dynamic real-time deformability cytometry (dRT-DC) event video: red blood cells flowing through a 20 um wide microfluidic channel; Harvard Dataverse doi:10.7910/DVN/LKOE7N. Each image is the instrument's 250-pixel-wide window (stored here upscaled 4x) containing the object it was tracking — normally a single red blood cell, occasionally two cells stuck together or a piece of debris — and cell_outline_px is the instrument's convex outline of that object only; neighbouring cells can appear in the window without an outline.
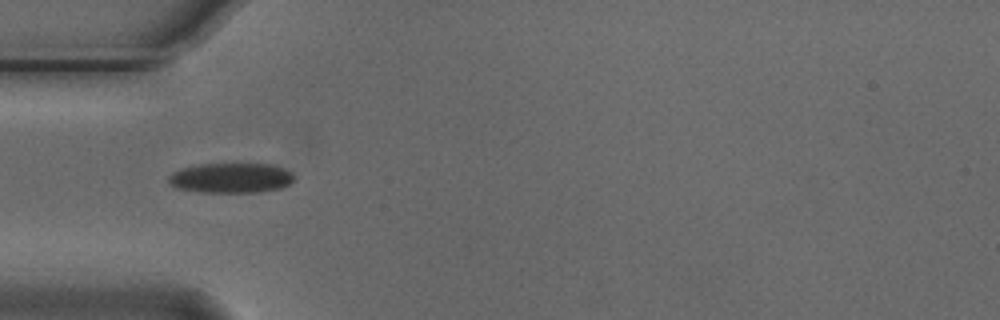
{"species": "Egyptian fruit bat (a non-hibernating species)", "species_latin": "Rousettus aegyptiacus", "temperature_condition": "cold", "stored_images_in_passage": 9, "camera_frame_rate_fps": 3000, "um_per_image_px": 0.085, "animal": {"sex": "male"}, "frame": {"image": 1, "passage_image": 4, "time_ms": 1.0, "image_size_px": [1000, 320], "cell_outline_px": [[292, 180], [288, 184], [280, 188], [260, 192], [200, 192], [176, 188], [168, 184], [168, 176], [172, 172], [180, 168], [200, 164], [272, 164], [284, 168], [292, 172]], "centroid_in_image_um": [19.58, 15.12], "position_along_channel_um": 65.4, "area_um2": 22.02}}
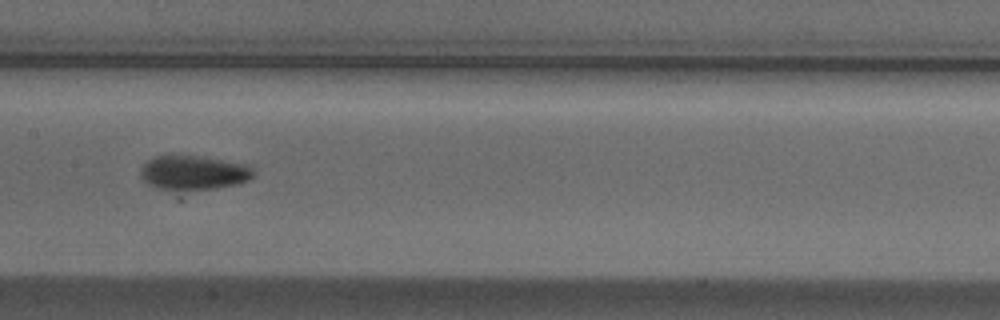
{"frame": {"image": 2, "passage_image": 7, "time_ms": 2.0, "image_size_px": [1000, 320], "cell_outline_px": [[256, 176], [240, 184], [216, 188], [156, 188], [148, 184], [140, 176], [140, 168], [152, 156], [200, 156], [252, 164]], "centroid_in_image_um": [16.53, 14.65], "position_along_channel_um": 190.9, "area_um2": 22.54}}
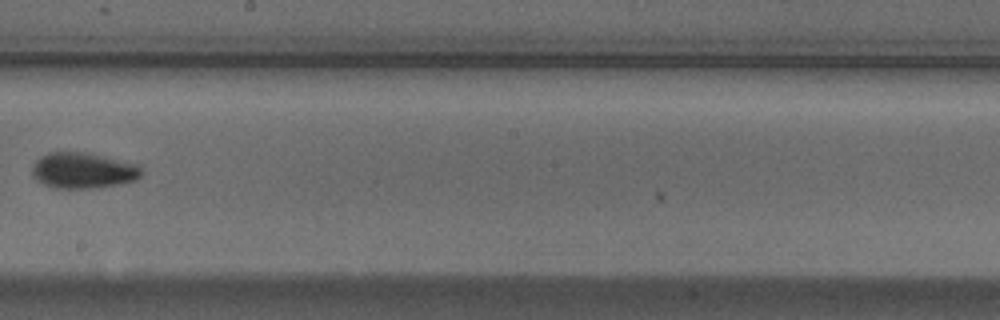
{"frame": {"image": 3, "passage_image": 8, "time_ms": 2.333, "image_size_px": [1000, 320], "cell_outline_px": [[144, 172], [136, 180], [116, 184], [92, 188], [52, 188], [36, 180], [32, 176], [32, 168], [36, 160], [40, 156], [48, 152], [88, 152], [136, 164]], "centroid_in_image_um": [7.02, 14.48], "position_along_channel_um": 241.2, "area_um2": 22.83}}